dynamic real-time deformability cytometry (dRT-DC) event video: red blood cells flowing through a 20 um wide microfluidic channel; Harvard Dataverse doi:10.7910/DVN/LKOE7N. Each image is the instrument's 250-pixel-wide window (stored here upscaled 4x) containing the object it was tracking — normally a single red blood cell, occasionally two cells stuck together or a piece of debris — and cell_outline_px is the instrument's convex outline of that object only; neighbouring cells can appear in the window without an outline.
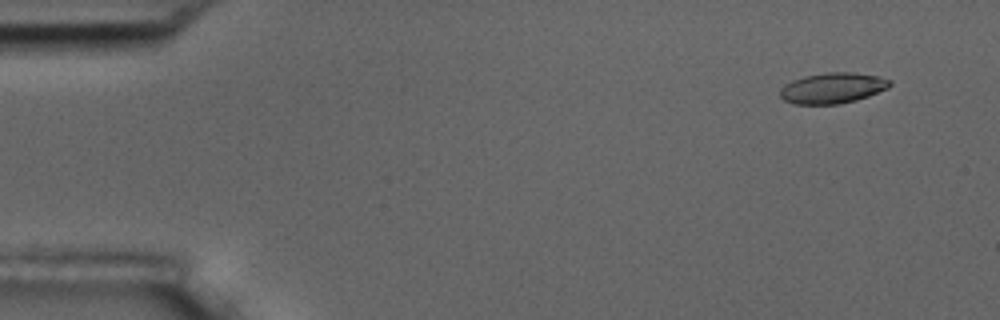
{"species": "common noctule bat (a hibernating species)", "species_latin": "Nyctalus noctula", "temperature_condition": "room temperature", "stored_images_in_passage": 8, "camera_frame_rate_fps": 3000, "um_per_image_px": 0.085, "animal": {"sex": "male", "body_mass_g": 17.5, "forearm_length_mm": 52.3}, "frame": {"image": 1, "passage_image": 2, "time_ms": 0.333, "image_size_px": [1000, 320], "cell_outline_px": [[892, 84], [888, 88], [868, 96], [856, 100], [840, 104], [792, 104], [784, 100], [780, 96], [780, 88], [784, 84], [792, 80], [804, 76], [828, 72], [852, 72], [876, 76], [892, 80]], "centroid_in_image_um": [70.75, 7.48], "position_along_channel_um": 14.2, "area_um2": 19.71}}